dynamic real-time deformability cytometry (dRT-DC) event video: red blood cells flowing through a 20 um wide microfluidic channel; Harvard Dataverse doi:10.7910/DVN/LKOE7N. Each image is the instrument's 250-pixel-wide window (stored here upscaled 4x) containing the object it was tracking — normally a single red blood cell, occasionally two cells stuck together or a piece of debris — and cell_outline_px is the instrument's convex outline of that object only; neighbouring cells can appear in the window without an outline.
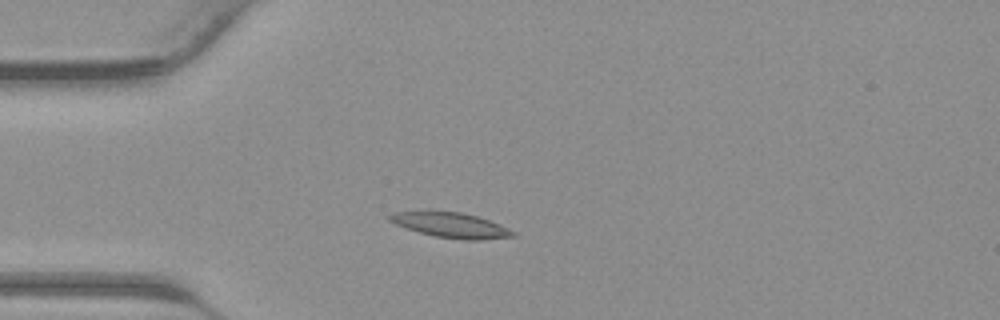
{"species": "common noctule bat (a hibernating species)", "species_latin": "Nyctalus noctula", "temperature_condition": "warm", "stored_images_in_passage": 32, "camera_frame_rate_fps": 3000, "um_per_image_px": 0.085, "animal": {"sex": "male", "body_mass_g": 23.1, "forearm_length_mm": 52.7}, "frame": {"image": 1, "passage_image": 2, "time_ms": 0.333, "image_size_px": [1000, 320], "cell_outline_px": [[516, 236], [480, 240], [464, 240], [436, 236], [420, 232], [396, 224], [388, 220], [388, 216], [396, 212], [424, 208], [460, 212], [476, 216], [500, 224], [516, 232]], "centroid_in_image_um": [38.29, 19.09], "position_along_channel_um": 46.7, "area_um2": 18.5}}
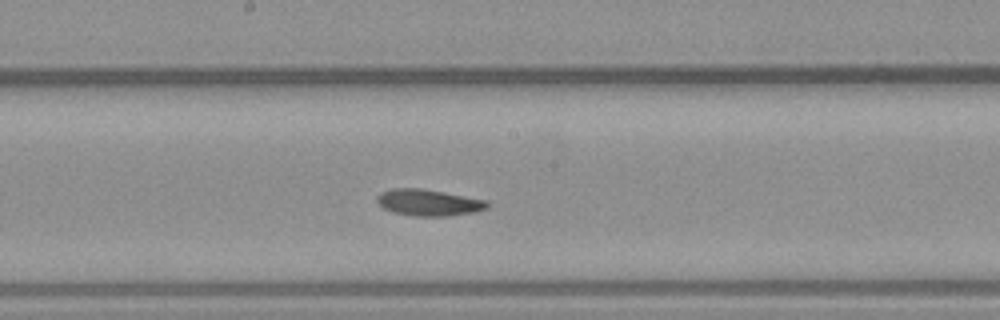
{"frame": {"image": 2, "passage_image": 13, "time_ms": 4.0, "image_size_px": [1000, 320], "cell_outline_px": [[488, 208], [476, 212], [448, 216], [412, 216], [392, 212], [384, 208], [376, 200], [376, 196], [380, 192], [392, 188], [420, 188], [444, 192], [488, 200]], "centroid_in_image_um": [36.43, 17.22], "position_along_channel_um": 211.8, "area_um2": 17.17}}
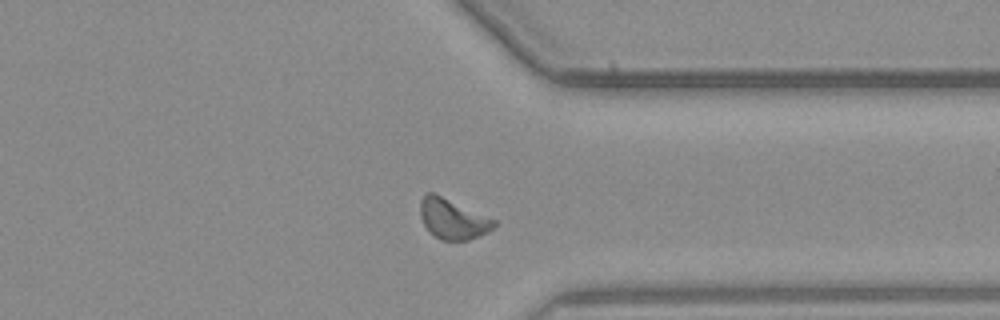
{"frame": {"image": 3, "passage_image": 23, "time_ms": 7.333, "image_size_px": [1000, 320], "cell_outline_px": [[496, 224], [488, 232], [480, 236], [468, 240], [440, 240], [424, 224], [420, 216], [420, 200], [428, 192], [432, 192], [496, 220]], "centroid_in_image_um": [38.49, 18.62], "position_along_channel_um": 372.9, "area_um2": 16.94}}